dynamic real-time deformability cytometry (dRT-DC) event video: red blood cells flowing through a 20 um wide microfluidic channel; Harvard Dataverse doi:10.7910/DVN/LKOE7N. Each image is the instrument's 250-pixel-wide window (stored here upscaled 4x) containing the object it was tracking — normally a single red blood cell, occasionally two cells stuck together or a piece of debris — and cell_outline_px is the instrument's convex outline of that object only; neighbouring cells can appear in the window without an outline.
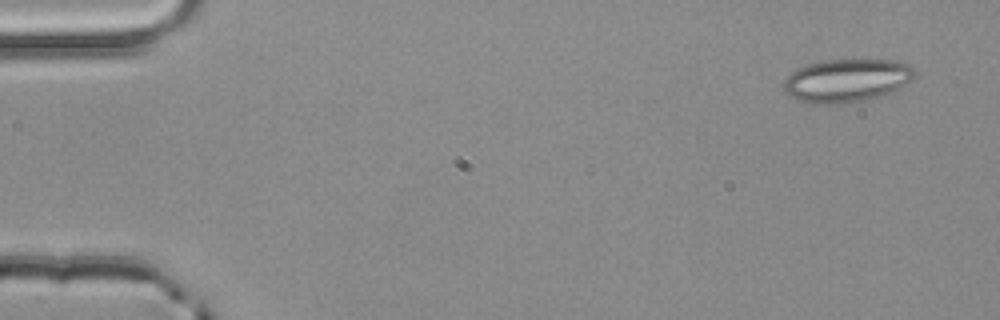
{"species": "common noctule bat (a hibernating species)", "species_latin": "Nyctalus noctula", "temperature_condition": "room temperature", "stored_images_in_passage": 5, "camera_frame_rate_fps": 3000, "um_per_image_px": 0.085, "animal": {"sex": "male", "body_mass_g": 20.4}, "frame": {"image": 1, "passage_image": 1, "time_ms": 0.0, "image_size_px": [1000, 320], "cell_outline_px": [[916, 76], [900, 88], [884, 96], [864, 100], [840, 104], [812, 104], [788, 96], [784, 88], [784, 80], [796, 68], [808, 64], [824, 60], [896, 60], [908, 64], [916, 72]], "centroid_in_image_um": [71.98, 6.85], "position_along_channel_um": 13.0, "area_um2": 33.18}}